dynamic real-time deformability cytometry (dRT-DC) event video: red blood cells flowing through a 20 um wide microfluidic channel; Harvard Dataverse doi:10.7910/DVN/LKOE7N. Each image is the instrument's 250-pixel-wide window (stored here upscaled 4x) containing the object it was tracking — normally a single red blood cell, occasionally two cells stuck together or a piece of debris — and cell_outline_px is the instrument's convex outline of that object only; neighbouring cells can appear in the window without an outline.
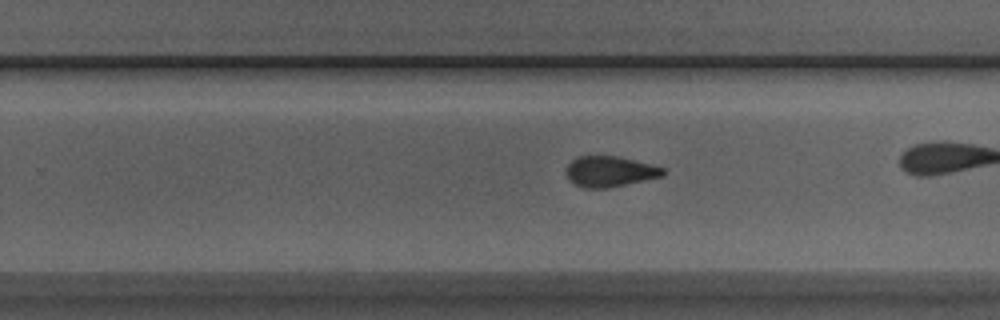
{"species": "Egyptian fruit bat (a non-hibernating species)", "species_latin": "Rousettus aegyptiacus", "temperature_condition": "room temperature", "stored_images_in_passage": 23, "camera_frame_rate_fps": 3000, "um_per_image_px": 0.085, "animal": {"sex": "male"}, "frame": {"image": 1, "passage_image": 14, "time_ms": 4.333, "image_size_px": [1000, 320], "cell_outline_px": [[664, 176], [608, 188], [584, 188], [568, 180], [564, 172], [568, 164], [576, 156], [616, 156], [652, 164], [664, 168]], "centroid_in_image_um": [51.8, 14.58], "position_along_channel_um": 278.0, "area_um2": 17.4}, "authors_computed_cell_mechanics": {"area_um2": 18.0336, "velocity_mm_per_s": 3.8785, "shape_relaxation_time_tau1_ms": 2.601, "shape_relaxation_time_tau2_ms": 2.8187, "deformation_change_tau1": 0.1145, "deformation_change_tau2": 0.0759}}